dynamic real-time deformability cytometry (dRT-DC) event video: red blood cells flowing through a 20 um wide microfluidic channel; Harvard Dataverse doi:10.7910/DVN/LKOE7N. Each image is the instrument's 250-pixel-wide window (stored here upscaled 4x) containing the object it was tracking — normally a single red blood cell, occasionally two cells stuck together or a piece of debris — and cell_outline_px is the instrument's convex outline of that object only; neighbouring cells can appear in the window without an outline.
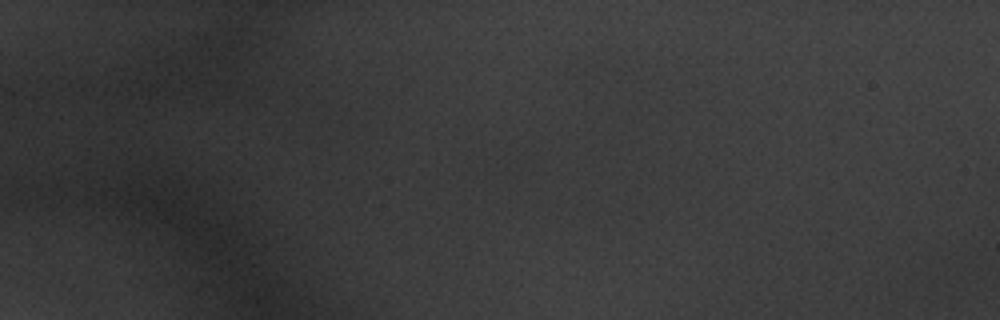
{"species": "common noctule bat (a hibernating species)", "species_latin": "Nyctalus noctula", "temperature_condition": "warm", "stored_images_in_passage": 4, "camera_frame_rate_fps": 3000, "um_per_image_px": 0.085, "animal": {"sex": "male", "body_mass_g": 20.1, "forearm_length_mm": 53.5}, "frame": {"image": 1, "passage_image": 1, "time_ms": 0.0, "image_size_px": [1000, 320], "cell_outline_px": [[212, 192], [204, 192], [144, 184], [132, 164], [132, 156], [168, 156], [212, 176]], "centroid_in_image_um": [14.55, 14.77], "position_along_channel_um": 70.5, "area_um2": 14.33}}